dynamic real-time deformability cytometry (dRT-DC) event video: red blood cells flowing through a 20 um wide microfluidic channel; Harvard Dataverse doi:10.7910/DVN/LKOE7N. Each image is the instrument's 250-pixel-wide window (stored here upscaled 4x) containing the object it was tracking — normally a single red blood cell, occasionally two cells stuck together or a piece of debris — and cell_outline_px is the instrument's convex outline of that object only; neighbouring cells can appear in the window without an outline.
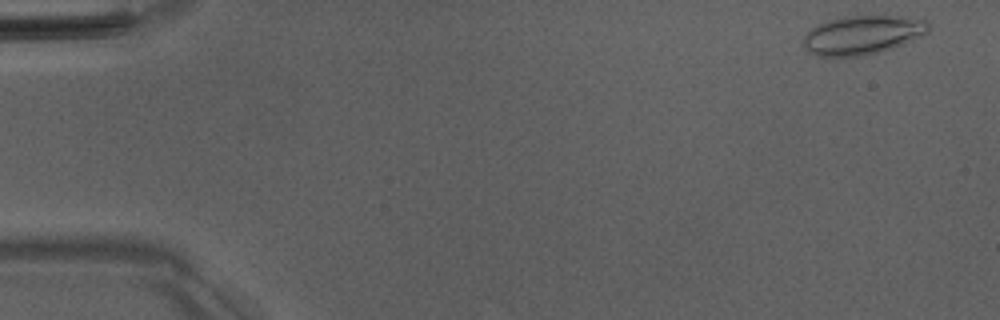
{"species": "Egyptian fruit bat (a non-hibernating species)", "species_latin": "Rousettus aegyptiacus", "temperature_condition": "room temperature", "stored_images_in_passage": 50, "camera_frame_rate_fps": 3000, "um_per_image_px": 0.085, "animal": {"sex": "male"}, "frame": {"image": 1, "passage_image": 2, "time_ms": 0.333, "image_size_px": [1000, 320], "cell_outline_px": [[928, 32], [912, 40], [892, 48], [860, 56], [816, 56], [804, 48], [804, 36], [812, 28], [820, 24], [844, 16], [900, 16], [924, 20], [928, 24]], "centroid_in_image_um": [73.3, 2.98], "position_along_channel_um": 11.7, "area_um2": 27.8}}
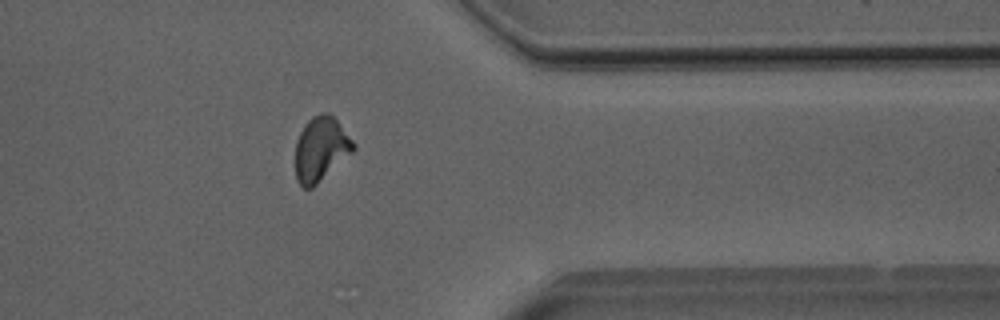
{"frame": {"image": 2, "passage_image": 41, "time_ms": 13.333, "image_size_px": [1000, 320], "cell_outline_px": [[356, 148], [352, 152], [312, 188], [304, 188], [296, 180], [296, 140], [304, 124], [312, 116], [320, 112], [328, 112], [336, 120], [356, 144]], "centroid_in_image_um": [27.26, 12.64], "position_along_channel_um": 384.1, "area_um2": 21.56}}
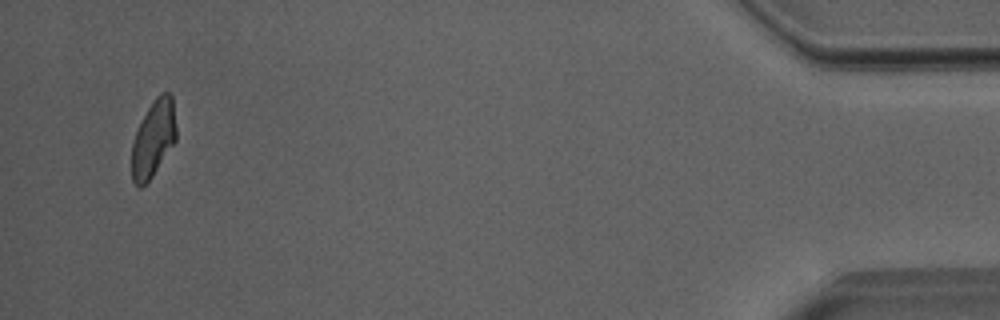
{"frame": {"image": 3, "passage_image": 49, "time_ms": 16.0, "image_size_px": [1000, 320], "cell_outline_px": [[176, 140], [152, 176], [140, 188], [132, 180], [132, 140], [148, 108], [156, 96], [160, 92], [168, 92], [172, 96], [176, 124]], "centroid_in_image_um": [13.05, 11.76], "position_along_channel_um": 422.2, "area_um2": 19.65}}